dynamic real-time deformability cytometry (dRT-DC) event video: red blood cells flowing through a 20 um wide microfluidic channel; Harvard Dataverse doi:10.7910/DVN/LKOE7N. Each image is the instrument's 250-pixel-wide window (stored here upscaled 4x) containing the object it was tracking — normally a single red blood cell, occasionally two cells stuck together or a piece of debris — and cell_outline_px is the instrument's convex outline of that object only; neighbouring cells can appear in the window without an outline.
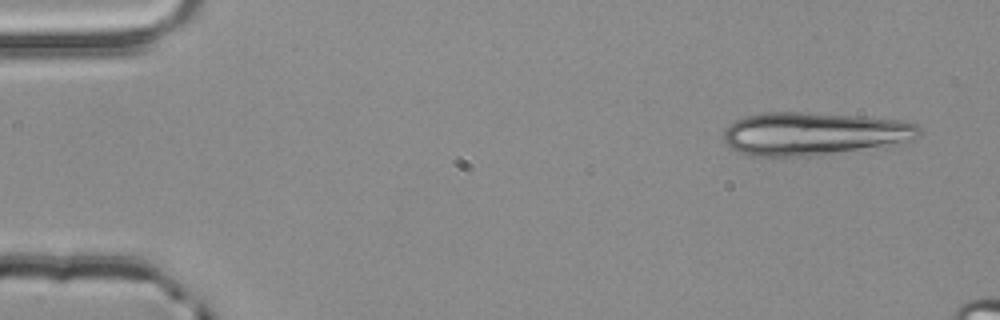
{"species": "common noctule bat (a hibernating species)", "species_latin": "Nyctalus noctula", "temperature_condition": "room temperature", "stored_images_in_passage": 4, "camera_frame_rate_fps": 3000, "um_per_image_px": 0.085, "animal": {"sex": "male", "body_mass_g": 20.4}, "frame": {"image": 1, "passage_image": 1, "time_ms": 0.0, "image_size_px": [1000, 320], "cell_outline_px": [[924, 132], [920, 136], [884, 144], [832, 152], [804, 156], [748, 156], [724, 144], [724, 128], [736, 120], [748, 116], [764, 112], [812, 112], [860, 116], [904, 120], [916, 124]], "centroid_in_image_um": [69.07, 11.33], "position_along_channel_um": 15.9, "area_um2": 48.15}}